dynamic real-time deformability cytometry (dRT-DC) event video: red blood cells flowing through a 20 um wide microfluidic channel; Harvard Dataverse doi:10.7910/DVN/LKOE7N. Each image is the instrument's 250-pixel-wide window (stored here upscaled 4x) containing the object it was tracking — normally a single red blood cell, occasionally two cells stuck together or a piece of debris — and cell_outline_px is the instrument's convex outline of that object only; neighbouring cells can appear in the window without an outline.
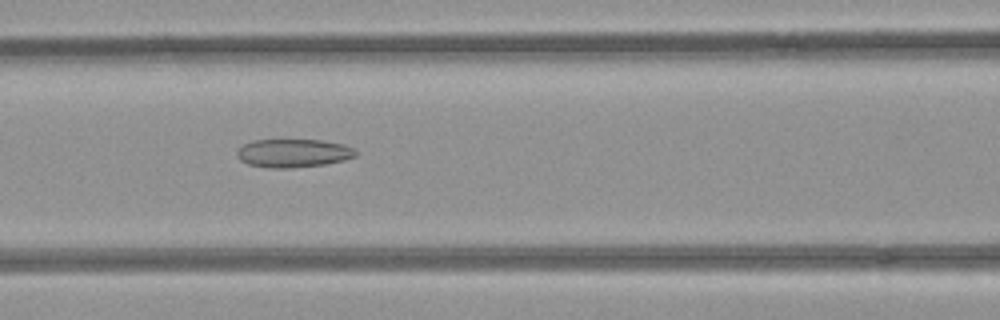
{"species": "common noctule bat (a hibernating species)", "species_latin": "Nyctalus noctula", "temperature_condition": "room temperature", "stored_images_in_passage": 53, "camera_frame_rate_fps": 3000, "um_per_image_px": 0.085, "animal": {"sex": "female", "body_mass_g": 21.9}, "frame": {"image": 1, "passage_image": 23, "time_ms": 7.333, "image_size_px": [1000, 320], "cell_outline_px": [[356, 156], [344, 160], [324, 164], [288, 168], [268, 168], [248, 164], [240, 160], [236, 156], [236, 152], [244, 144], [252, 140], [320, 140], [344, 144], [352, 148], [356, 152]], "centroid_in_image_um": [24.9, 13.02], "position_along_channel_um": 141.7, "area_um2": 19.54}}
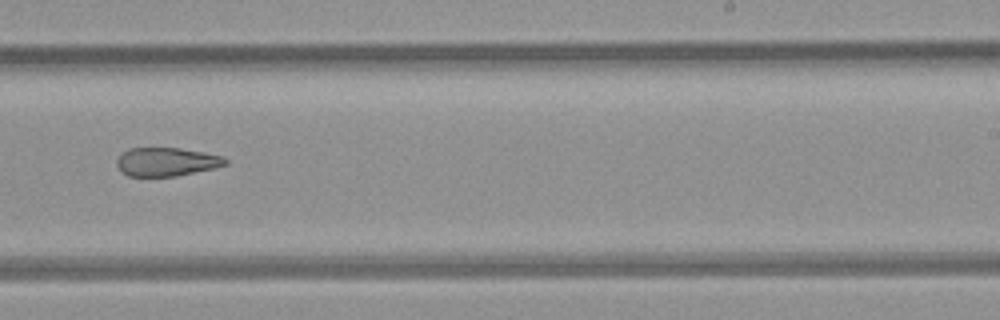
{"frame": {"image": 2, "passage_image": 33, "time_ms": 10.667, "image_size_px": [1000, 320], "cell_outline_px": [[228, 164], [216, 168], [176, 176], [128, 176], [120, 172], [116, 164], [116, 160], [128, 148], [180, 148], [204, 152], [224, 156], [228, 160]], "centroid_in_image_um": [14.18, 13.76], "position_along_channel_um": 274.8, "area_um2": 18.26}}
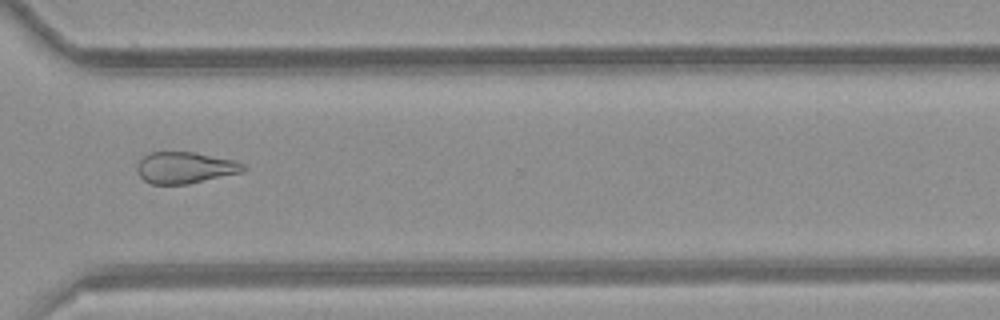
{"frame": {"image": 3, "passage_image": 39, "time_ms": 12.667, "image_size_px": [1000, 320], "cell_outline_px": [[248, 168], [240, 172], [188, 184], [152, 184], [144, 180], [140, 176], [136, 168], [136, 164], [144, 156], [152, 152], [192, 152], [232, 160], [244, 164]], "centroid_in_image_um": [15.69, 14.25], "position_along_channel_um": 354.9, "area_um2": 19.19}, "authors_computed_cell_mechanics": {"area_um2": 22.7732, "velocity_mm_per_s": 4.0065, "shape_relaxation_time_tau1_ms": null, "shape_relaxation_time_tau2_ms": 4.5581, "deformation_change_tau1": null, "deformation_change_tau2": 0.135}}